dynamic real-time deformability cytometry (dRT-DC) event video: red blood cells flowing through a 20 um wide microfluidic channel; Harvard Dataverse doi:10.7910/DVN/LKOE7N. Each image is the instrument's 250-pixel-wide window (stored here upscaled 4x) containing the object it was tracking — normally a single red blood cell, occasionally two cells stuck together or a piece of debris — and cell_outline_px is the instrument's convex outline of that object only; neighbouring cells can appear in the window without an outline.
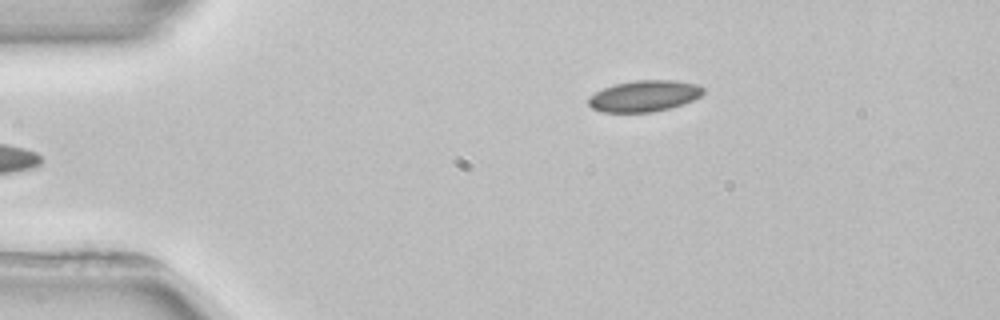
{"species": "common noctule bat (a hibernating species)", "species_latin": "Nyctalus noctula", "temperature_condition": "room temperature", "stored_images_in_passage": 3, "camera_frame_rate_fps": 3000, "um_per_image_px": 0.085, "animal": {"sex": "female", "body_mass_g": 22.7, "forearm_length_mm": 54.2}, "frame": {"image": 1, "passage_image": 3, "time_ms": 3.667, "image_size_px": [1000, 320], "cell_outline_px": [[704, 92], [700, 96], [684, 104], [672, 108], [652, 112], [600, 112], [592, 108], [588, 104], [588, 96], [604, 88], [616, 84], [636, 80], [672, 80], [696, 84], [704, 88]], "centroid_in_image_um": [54.76, 8.17], "position_along_channel_um": 30.2, "area_um2": 20.92}}